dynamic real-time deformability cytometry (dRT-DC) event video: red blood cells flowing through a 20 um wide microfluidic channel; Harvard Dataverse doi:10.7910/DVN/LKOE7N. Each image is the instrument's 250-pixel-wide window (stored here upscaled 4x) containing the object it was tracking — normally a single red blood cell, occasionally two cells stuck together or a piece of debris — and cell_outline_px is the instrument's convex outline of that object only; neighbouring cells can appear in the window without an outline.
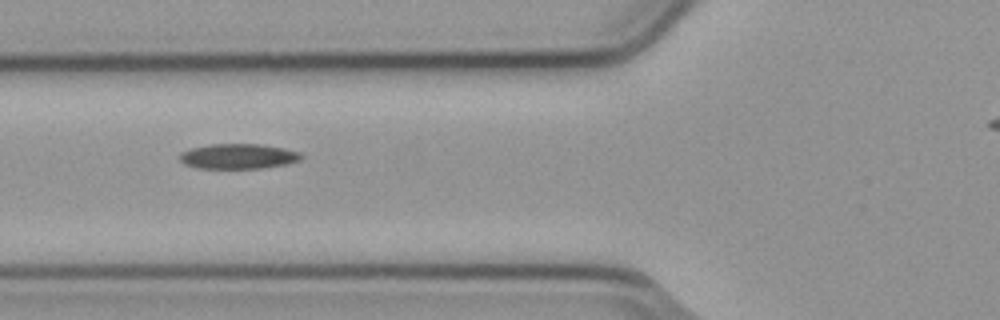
{"species": "common noctule bat (a hibernating species)", "species_latin": "Nyctalus noctula", "temperature_condition": "cold", "stored_images_in_passage": 5, "camera_frame_rate_fps": 3000, "um_per_image_px": 0.085, "animal": {"sex": "male", "body_mass_g": 23.1, "forearm_length_mm": 52.7}, "frame": {"image": 1, "passage_image": 3, "time_ms": 0.667, "image_size_px": [1000, 320], "cell_outline_px": [[304, 156], [300, 160], [288, 164], [264, 168], [196, 168], [184, 164], [180, 160], [180, 152], [192, 148], [212, 144], [260, 144], [284, 148], [300, 152]], "centroid_in_image_um": [20.28, 13.29], "position_along_channel_um": 105.5, "area_um2": 17.86}}
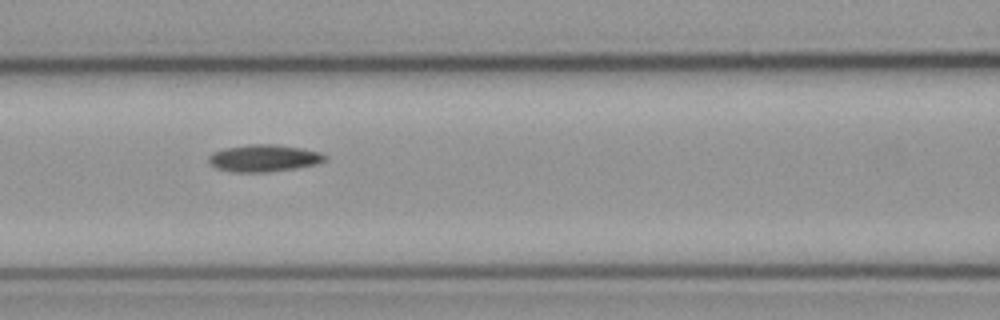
{"frame": {"image": 2, "passage_image": 4, "time_ms": 1.0, "image_size_px": [1000, 320], "cell_outline_px": [[328, 156], [324, 160], [316, 164], [296, 168], [264, 172], [232, 172], [216, 168], [208, 160], [208, 156], [212, 152], [224, 148], [248, 144], [276, 144], [300, 148], [320, 152]], "centroid_in_image_um": [22.4, 13.43], "position_along_channel_um": 144.2, "area_um2": 18.32}}
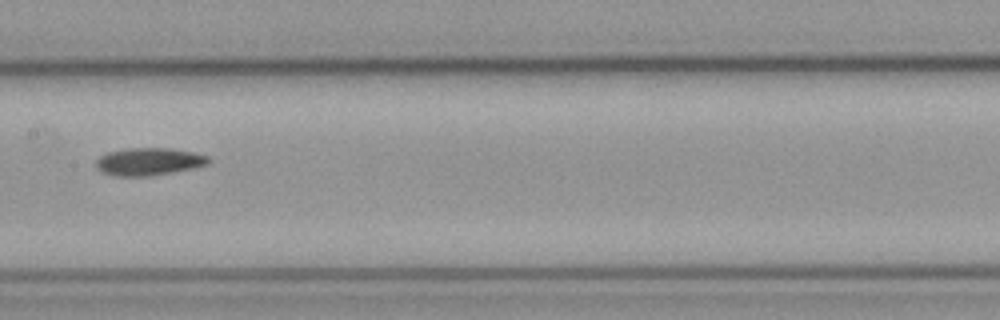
{"frame": {"image": 3, "passage_image": 5, "time_ms": 1.333, "image_size_px": [1000, 320], "cell_outline_px": [[212, 160], [208, 164], [192, 168], [148, 176], [116, 176], [104, 172], [96, 168], [96, 160], [100, 156], [108, 152], [124, 148], [172, 148], [192, 152], [208, 156]], "centroid_in_image_um": [12.65, 13.72], "position_along_channel_um": 194.8, "area_um2": 17.98}}